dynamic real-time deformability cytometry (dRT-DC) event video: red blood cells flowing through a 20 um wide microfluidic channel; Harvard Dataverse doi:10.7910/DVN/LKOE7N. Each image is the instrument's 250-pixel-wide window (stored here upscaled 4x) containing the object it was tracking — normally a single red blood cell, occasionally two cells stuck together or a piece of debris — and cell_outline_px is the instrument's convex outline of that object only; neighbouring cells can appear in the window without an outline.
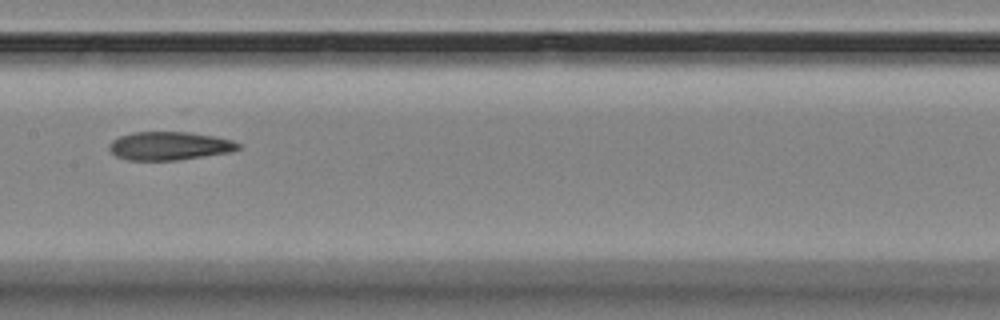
{"species": "Egyptian fruit bat (a non-hibernating species)", "species_latin": "Rousettus aegyptiacus", "temperature_condition": "room temperature", "stored_images_in_passage": 9, "camera_frame_rate_fps": 3000, "um_per_image_px": 0.085, "animal": {"sex": "female"}, "frame": {"image": 1, "passage_image": 8, "time_ms": 9.0, "image_size_px": [1000, 320], "cell_outline_px": [[240, 148], [228, 152], [176, 160], [128, 160], [116, 156], [108, 148], [108, 144], [112, 140], [120, 136], [132, 132], [188, 132], [212, 136], [232, 140], [240, 144]], "centroid_in_image_um": [14.34, 12.39], "position_along_channel_um": 193.1, "area_um2": 21.1}}
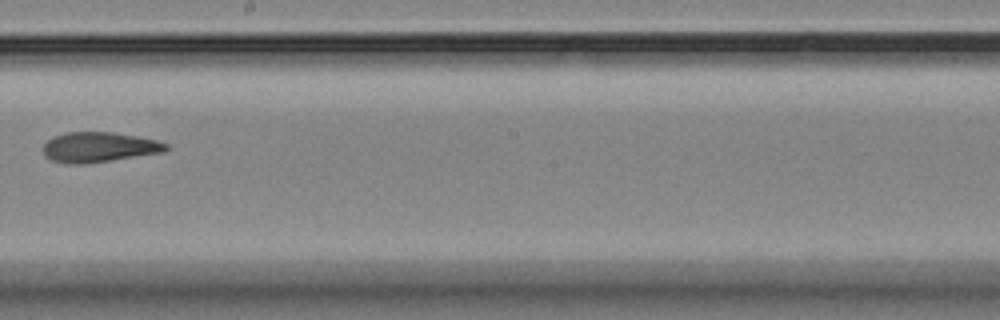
{"frame": {"image": 2, "passage_image": 9, "time_ms": 10.333, "image_size_px": [1000, 320], "cell_outline_px": [[172, 148], [164, 152], [112, 160], [84, 164], [64, 164], [52, 160], [44, 156], [44, 144], [52, 136], [64, 132], [112, 132], [136, 136], [156, 140], [168, 144]], "centroid_in_image_um": [8.41, 12.51], "position_along_channel_um": 239.8, "area_um2": 21.73}}